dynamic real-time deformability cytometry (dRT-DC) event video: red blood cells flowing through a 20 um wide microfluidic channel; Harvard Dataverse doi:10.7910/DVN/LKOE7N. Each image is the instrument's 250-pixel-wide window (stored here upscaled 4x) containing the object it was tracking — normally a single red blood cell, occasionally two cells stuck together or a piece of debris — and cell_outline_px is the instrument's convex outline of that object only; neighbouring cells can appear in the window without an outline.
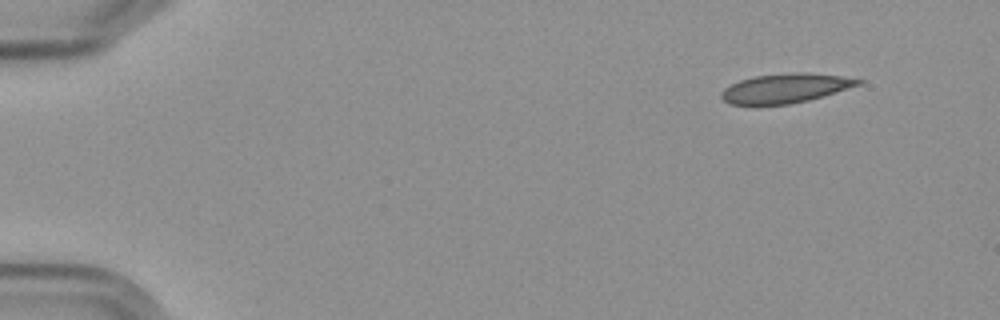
{"species": "Egyptian fruit bat (a non-hibernating species)", "species_latin": "Rousettus aegyptiacus", "temperature_condition": "cold", "stored_images_in_passage": 10, "camera_frame_rate_fps": 3000, "um_per_image_px": 0.085, "frame": {"image": 1, "passage_image": 1, "time_ms": 0.0, "image_size_px": [1000, 320], "cell_outline_px": [[864, 80], [860, 84], [824, 96], [808, 100], [788, 104], [728, 104], [720, 96], [720, 92], [724, 88], [740, 80], [756, 76], [796, 72], [800, 72], [840, 76]], "centroid_in_image_um": [66.73, 7.5], "position_along_channel_um": 18.3, "area_um2": 23.0}}
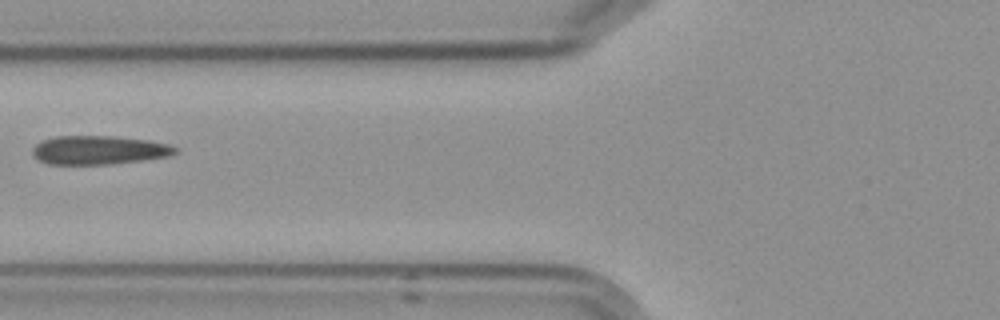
{"frame": {"image": 2, "passage_image": 6, "time_ms": 6.0, "image_size_px": [1000, 320], "cell_outline_px": [[176, 152], [172, 156], [112, 164], [48, 164], [32, 156], [32, 148], [40, 140], [56, 136], [116, 136], [148, 140], [172, 144], [176, 148]], "centroid_in_image_um": [8.41, 12.75], "position_along_channel_um": 117.4, "area_um2": 24.16}}
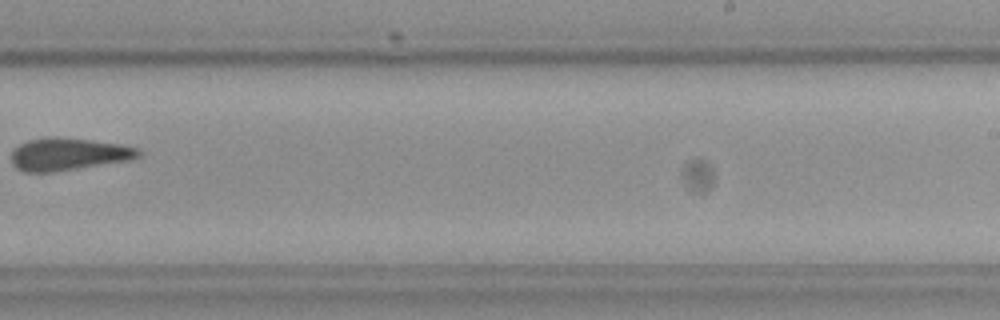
{"frame": {"image": 3, "passage_image": 10, "time_ms": 10.667, "image_size_px": [1000, 320], "cell_outline_px": [[140, 156], [128, 160], [52, 172], [24, 172], [16, 168], [12, 164], [12, 148], [28, 140], [52, 136], [88, 140], [120, 144], [136, 148], [140, 152]], "centroid_in_image_um": [5.74, 13.1], "position_along_channel_um": 283.3, "area_um2": 23.76}}